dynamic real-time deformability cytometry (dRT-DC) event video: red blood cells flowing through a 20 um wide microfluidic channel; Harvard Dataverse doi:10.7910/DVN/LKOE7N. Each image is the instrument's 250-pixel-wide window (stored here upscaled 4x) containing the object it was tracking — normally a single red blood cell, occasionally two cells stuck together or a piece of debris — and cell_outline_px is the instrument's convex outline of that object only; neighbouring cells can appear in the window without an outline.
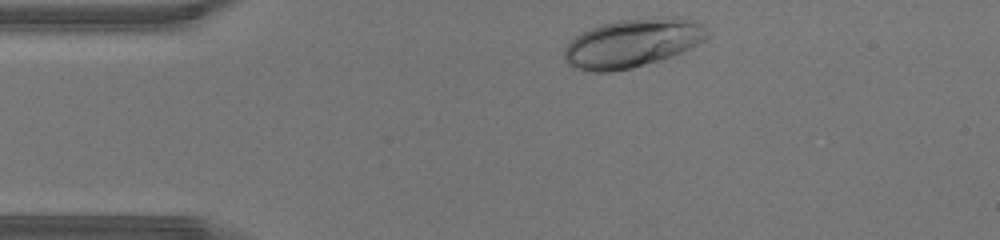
{"species": "human", "species_latin": "Homo sapiens", "temperature_condition": "warm", "stored_images_in_passage": 29, "camera_frame_rate_fps": 3000, "um_per_image_px": 0.085, "donor": {"sex": "male"}, "frame": {"image": 1, "passage_image": 1, "time_ms": 0.0, "image_size_px": [1000, 240], "cell_outline_px": [[712, 36], [680, 52], [660, 60], [632, 68], [612, 72], [596, 72], [576, 68], [568, 64], [564, 60], [564, 48], [576, 36], [592, 28], [604, 24], [620, 20], [660, 16], [680, 16], [696, 20], [704, 24]], "centroid_in_image_um": [53.83, 3.64], "position_along_channel_um": 31.2, "area_um2": 40.63}}
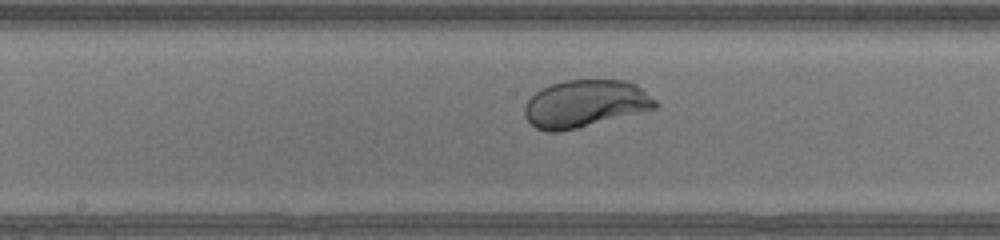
{"frame": {"image": 2, "passage_image": 15, "time_ms": 4.667, "image_size_px": [1000, 240], "cell_outline_px": [[660, 104], [656, 108], [580, 128], [560, 132], [548, 132], [536, 128], [524, 116], [524, 104], [540, 88], [564, 80], [628, 80], [636, 84], [656, 100]], "centroid_in_image_um": [49.73, 8.82], "position_along_channel_um": 198.5, "area_um2": 36.3}}
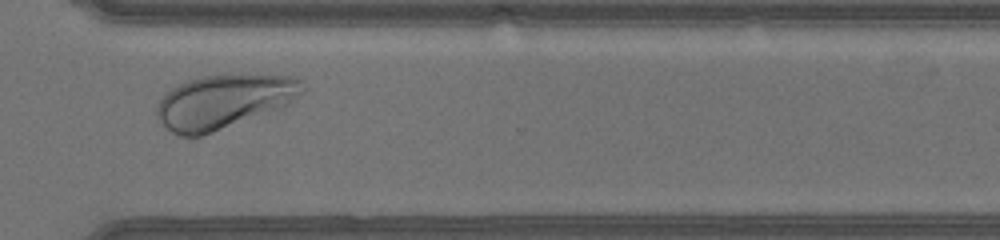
{"frame": {"image": 3, "passage_image": 25, "time_ms": 8.0, "image_size_px": [1000, 240], "cell_outline_px": [[308, 88], [304, 92], [288, 104], [280, 108], [212, 132], [200, 136], [180, 136], [172, 132], [156, 116], [156, 108], [164, 92], [188, 80], [204, 76], [240, 72], [300, 76], [304, 80]], "centroid_in_image_um": [19.12, 8.56], "position_along_channel_um": 351.5, "area_um2": 46.64}}